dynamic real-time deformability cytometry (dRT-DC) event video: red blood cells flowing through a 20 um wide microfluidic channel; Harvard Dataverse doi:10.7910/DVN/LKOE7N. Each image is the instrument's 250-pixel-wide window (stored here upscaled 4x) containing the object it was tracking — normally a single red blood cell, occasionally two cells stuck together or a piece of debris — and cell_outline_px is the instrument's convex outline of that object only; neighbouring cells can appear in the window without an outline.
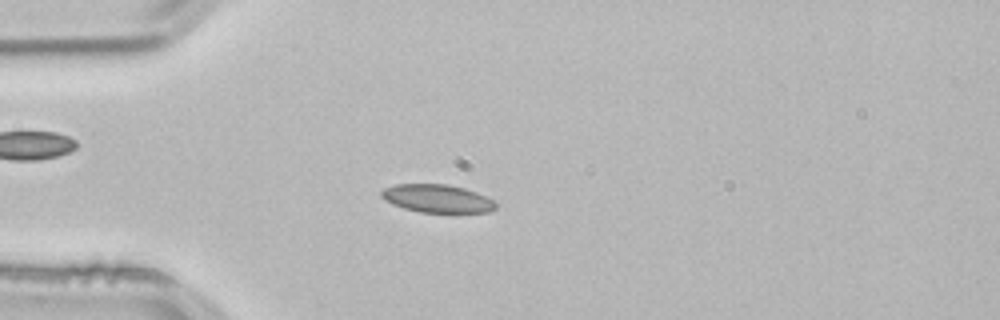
{"species": "common noctule bat (a hibernating species)", "species_latin": "Nyctalus noctula", "temperature_condition": "room temperature", "stored_images_in_passage": 53, "camera_frame_rate_fps": 3000, "um_per_image_px": 0.085, "animal": {"sex": "male", "body_mass_g": 21.5, "forearm_length_mm": 52.0}, "frame": {"image": 1, "passage_image": 14, "time_ms": 4.333, "image_size_px": [1000, 320], "cell_outline_px": [[496, 208], [488, 212], [420, 212], [404, 208], [392, 204], [384, 200], [380, 196], [380, 192], [384, 188], [392, 184], [448, 184], [464, 188], [476, 192], [492, 200], [496, 204]], "centroid_in_image_um": [37.11, 16.86], "position_along_channel_um": 47.9, "area_um2": 18.67}}
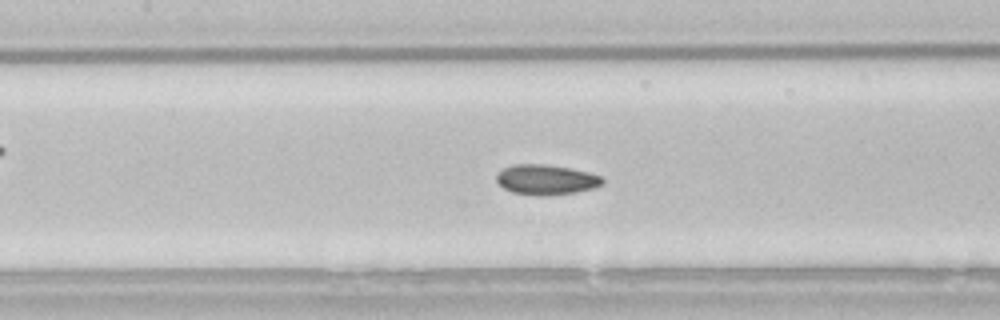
{"frame": {"image": 2, "passage_image": 24, "time_ms": 7.667, "image_size_px": [1000, 320], "cell_outline_px": [[604, 184], [592, 188], [576, 192], [540, 196], [512, 192], [504, 188], [496, 180], [496, 176], [504, 168], [512, 164], [544, 164], [572, 168], [588, 172], [600, 176], [604, 180]], "centroid_in_image_um": [46.43, 15.26], "position_along_channel_um": 161.0, "area_um2": 18.5}}
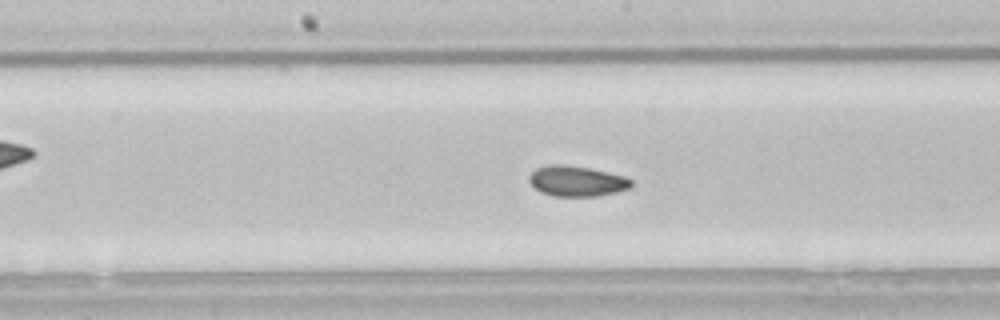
{"frame": {"image": 3, "passage_image": 27, "time_ms": 8.667, "image_size_px": [1000, 320], "cell_outline_px": [[632, 188], [600, 196], [552, 196], [540, 192], [528, 180], [528, 176], [536, 168], [548, 164], [564, 164], [588, 168], [624, 176], [632, 180]], "centroid_in_image_um": [49.02, 15.4], "position_along_channel_um": 199.2, "area_um2": 18.21}, "authors_computed_cell_mechanics": {"area_um2": 18.4382, "velocity_mm_per_s": 3.8217, "shape_relaxation_time_tau1_ms": 3.9355, "shape_relaxation_time_tau2_ms": 1.5171, "deformation_change_tau1": 0.0907, "deformation_change_tau2": 0.0491}}